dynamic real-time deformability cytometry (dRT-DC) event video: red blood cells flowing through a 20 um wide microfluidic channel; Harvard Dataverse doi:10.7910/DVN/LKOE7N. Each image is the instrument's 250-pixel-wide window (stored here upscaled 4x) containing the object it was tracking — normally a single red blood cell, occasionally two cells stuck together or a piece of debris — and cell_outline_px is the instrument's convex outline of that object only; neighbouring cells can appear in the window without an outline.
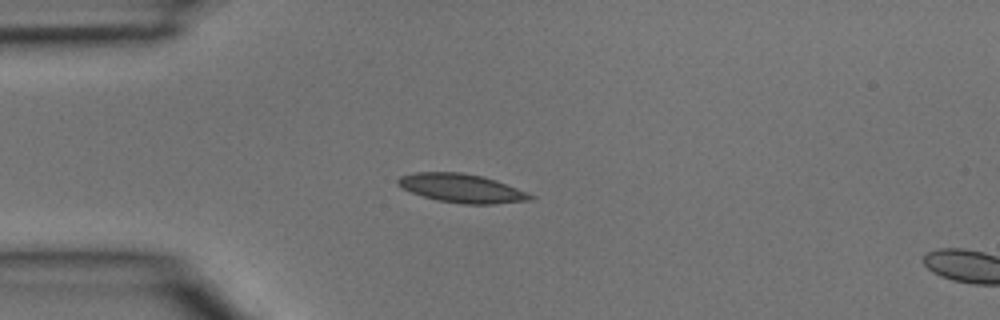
{"species": "common noctule bat (a hibernating species)", "species_latin": "Nyctalus noctula", "temperature_condition": "room temperature", "stored_images_in_passage": 5, "camera_frame_rate_fps": 3000, "um_per_image_px": 0.085, "animal": {"sex": "male", "body_mass_g": 15.6}, "frame": {"image": 1, "passage_image": 4, "time_ms": 1.0, "image_size_px": [1000, 320], "cell_outline_px": [[536, 196], [532, 200], [496, 204], [464, 204], [436, 200], [412, 192], [396, 184], [396, 180], [400, 176], [416, 172], [460, 172], [484, 176], [496, 180], [528, 192]], "centroid_in_image_um": [39.28, 16.0], "position_along_channel_um": 45.7, "area_um2": 22.25}}